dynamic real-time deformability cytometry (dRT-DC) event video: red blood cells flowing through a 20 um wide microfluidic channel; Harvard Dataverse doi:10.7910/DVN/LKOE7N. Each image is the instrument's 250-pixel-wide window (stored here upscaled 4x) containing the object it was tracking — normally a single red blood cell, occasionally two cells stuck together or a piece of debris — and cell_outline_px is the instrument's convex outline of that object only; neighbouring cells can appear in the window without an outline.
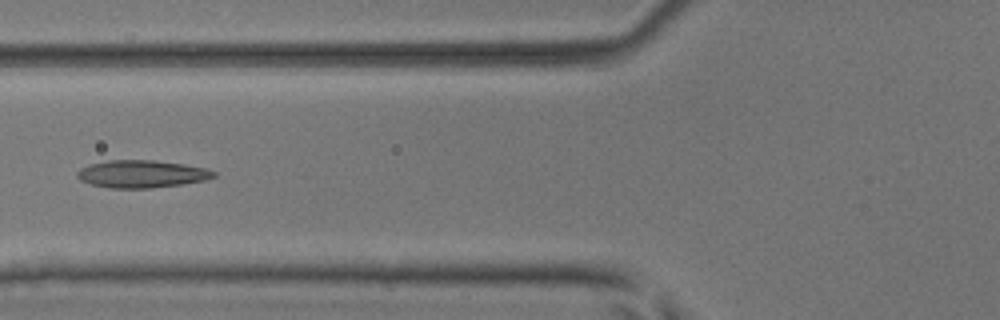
{"species": "common noctule bat (a hibernating species)", "species_latin": "Nyctalus noctula", "temperature_condition": "room temperature", "stored_images_in_passage": 6, "camera_frame_rate_fps": 3000, "um_per_image_px": 0.085, "animal": {"sex": "male", "body_mass_g": 17.9, "forearm_length_mm": 54.2}, "frame": {"image": 1, "passage_image": 6, "time_ms": 1.667, "image_size_px": [1000, 320], "cell_outline_px": [[216, 176], [204, 180], [180, 184], [152, 188], [108, 188], [92, 184], [80, 180], [76, 176], [76, 172], [80, 168], [88, 164], [108, 160], [152, 160], [184, 164], [204, 168], [216, 172]], "centroid_in_image_um": [11.99, 14.78], "position_along_channel_um": 113.8, "area_um2": 21.85}}